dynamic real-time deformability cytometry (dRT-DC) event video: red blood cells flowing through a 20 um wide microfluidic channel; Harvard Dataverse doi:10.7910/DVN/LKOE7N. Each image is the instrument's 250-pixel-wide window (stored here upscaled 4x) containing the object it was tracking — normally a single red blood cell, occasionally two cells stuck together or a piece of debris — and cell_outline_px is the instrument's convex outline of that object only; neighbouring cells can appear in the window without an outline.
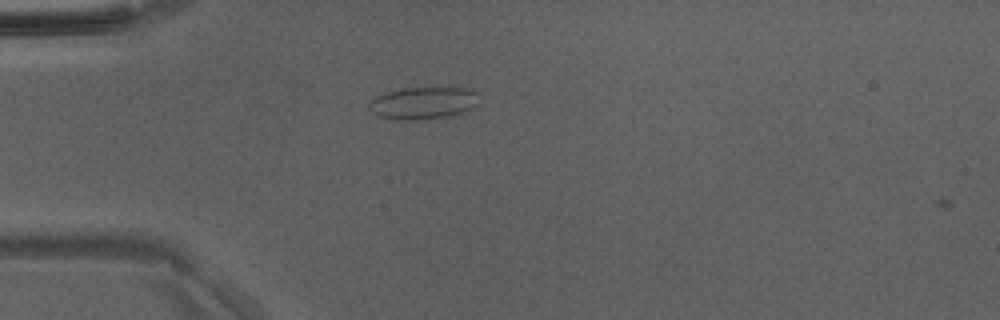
{"species": "Egyptian fruit bat (a non-hibernating species)", "species_latin": "Rousettus aegyptiacus", "temperature_condition": "room temperature", "stored_images_in_passage": 2, "camera_frame_rate_fps": 3000, "um_per_image_px": 0.085, "animal": {"sex": "male"}, "frame": {"image": 1, "passage_image": 1, "time_ms": 0.0, "image_size_px": [1000, 320], "cell_outline_px": [[480, 104], [464, 112], [448, 116], [408, 120], [376, 116], [368, 108], [368, 104], [376, 96], [388, 92], [404, 88], [464, 88], [476, 92]], "centroid_in_image_um": [35.98, 8.75], "position_along_channel_um": 49.0, "area_um2": 20.4}}